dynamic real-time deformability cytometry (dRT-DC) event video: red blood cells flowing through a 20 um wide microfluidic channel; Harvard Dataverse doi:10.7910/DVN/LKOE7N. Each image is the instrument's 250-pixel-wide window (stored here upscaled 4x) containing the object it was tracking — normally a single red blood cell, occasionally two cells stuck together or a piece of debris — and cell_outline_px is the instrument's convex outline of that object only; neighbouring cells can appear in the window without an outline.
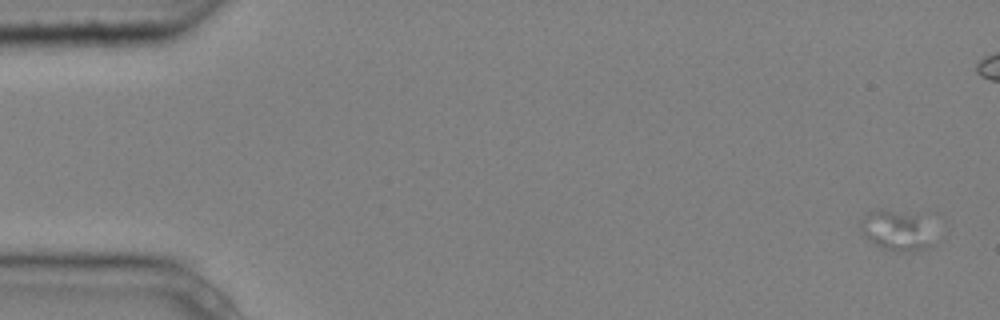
{"species": "common noctule bat (a hibernating species)", "species_latin": "Nyctalus noctula", "temperature_condition": "cold", "stored_images_in_passage": 6, "camera_frame_rate_fps": 3000, "um_per_image_px": 0.085, "animal": {"sex": "male", "body_mass_g": 20.4}, "frame": {"image": 1, "passage_image": 1, "time_ms": 0.0, "image_size_px": [1000, 320], "cell_outline_px": [[944, 236], [940, 240], [932, 244], [920, 248], [900, 252], [884, 248], [868, 240], [860, 232], [860, 228], [868, 212], [876, 208], [880, 208], [916, 216]], "centroid_in_image_um": [76.32, 19.61], "position_along_channel_um": 8.7, "area_um2": 17.34}}